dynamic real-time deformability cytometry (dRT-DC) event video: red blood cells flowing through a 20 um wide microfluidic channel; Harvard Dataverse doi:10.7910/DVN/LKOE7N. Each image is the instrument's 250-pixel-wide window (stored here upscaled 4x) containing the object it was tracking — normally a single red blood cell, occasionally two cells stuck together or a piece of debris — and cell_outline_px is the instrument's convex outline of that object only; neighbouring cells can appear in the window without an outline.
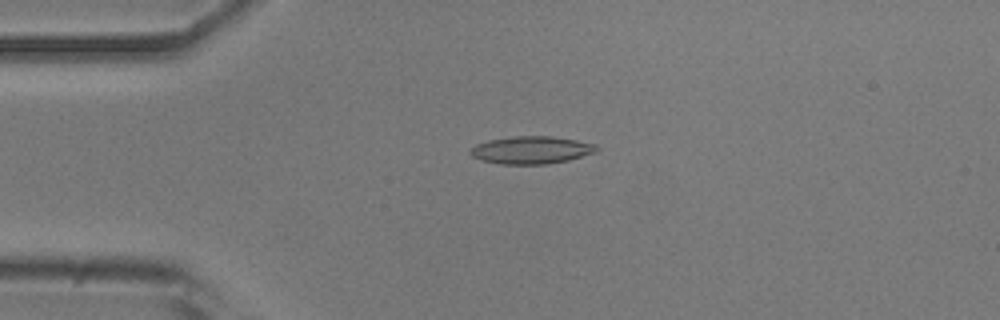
{"species": "common noctule bat (a hibernating species)", "species_latin": "Nyctalus noctula", "temperature_condition": "room temperature", "stored_images_in_passage": 52, "camera_frame_rate_fps": 3000, "um_per_image_px": 0.085, "animal": {"sex": "male", "body_mass_g": 20.5, "forearm_length_mm": 52.5}, "frame": {"image": 1, "passage_image": 12, "time_ms": 3.667, "image_size_px": [1000, 320], "cell_outline_px": [[600, 148], [596, 152], [568, 160], [548, 164], [500, 164], [480, 160], [472, 156], [468, 152], [476, 144], [488, 140], [516, 136], [552, 136], [576, 140], [596, 144]], "centroid_in_image_um": [45.17, 12.75], "position_along_channel_um": 39.8, "area_um2": 20.35}}
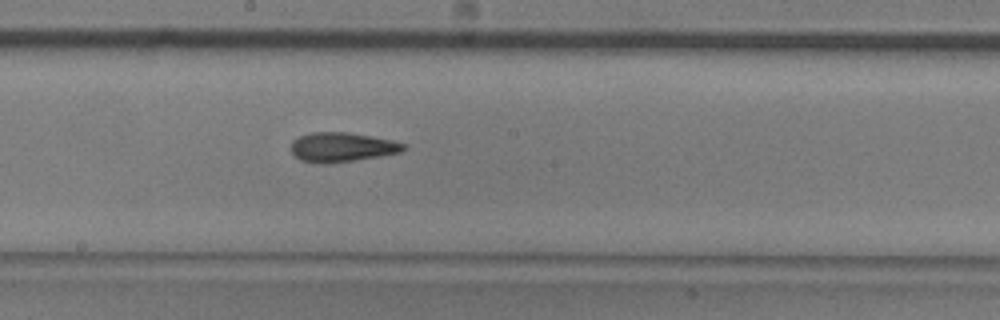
{"frame": {"image": 2, "passage_image": 28, "time_ms": 9.0, "image_size_px": [1000, 320], "cell_outline_px": [[408, 144], [400, 152], [328, 164], [324, 164], [300, 160], [292, 152], [292, 140], [300, 136], [312, 132], [348, 132], [372, 136], [392, 140]], "centroid_in_image_um": [29.05, 12.49], "position_along_channel_um": 219.1, "area_um2": 19.07}}
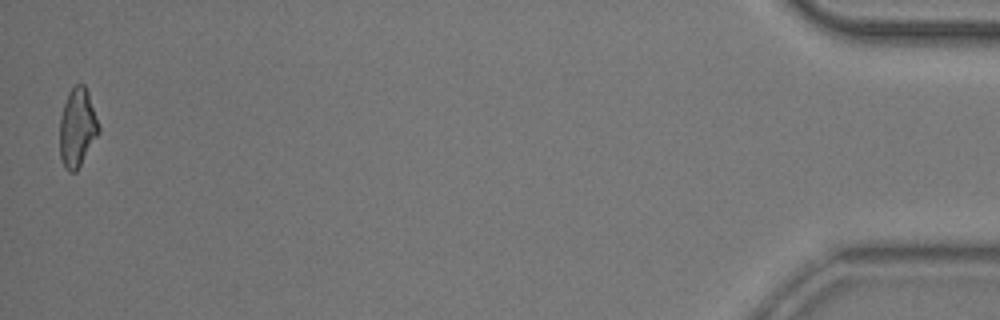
{"frame": {"image": 3, "passage_image": 52, "time_ms": 17.0, "image_size_px": [1000, 320], "cell_outline_px": [[100, 132], [76, 172], [68, 172], [64, 168], [60, 156], [60, 116], [68, 92], [76, 84], [84, 84], [88, 92], [100, 128]], "centroid_in_image_um": [6.57, 10.87], "position_along_channel_um": 428.6, "area_um2": 17.86}, "authors_computed_cell_mechanics": {"area_um2": 18.8139, "velocity_mm_per_s": 3.804, "shape_relaxation_time_tau1_ms": 6.2253, "shape_relaxation_time_tau2_ms": 3.0648, "deformation_change_tau1": 0.1794, "deformation_change_tau2": 0.1181}}